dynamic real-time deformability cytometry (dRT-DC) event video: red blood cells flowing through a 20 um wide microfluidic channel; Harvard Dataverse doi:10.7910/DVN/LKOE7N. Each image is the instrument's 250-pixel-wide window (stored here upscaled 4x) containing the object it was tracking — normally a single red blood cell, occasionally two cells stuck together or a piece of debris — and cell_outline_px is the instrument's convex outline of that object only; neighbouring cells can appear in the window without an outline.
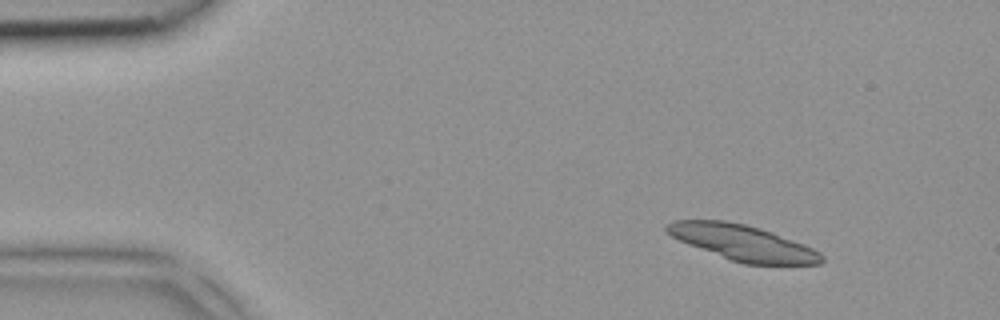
{"species": "common noctule bat (a hibernating species)", "species_latin": "Nyctalus noctula", "temperature_condition": "room temperature", "stored_images_in_passage": 7, "camera_frame_rate_fps": 3000, "um_per_image_px": 0.085, "animal": {"sex": "female", "body_mass_g": 18.4}, "frame": {"image": 1, "passage_image": 1, "time_ms": 0.0, "image_size_px": [1000, 320], "cell_outline_px": [[824, 260], [820, 264], [744, 264], [732, 260], [688, 244], [672, 236], [664, 228], [668, 224], [676, 220], [724, 220], [744, 224], [760, 228], [772, 232], [804, 244], [820, 252], [824, 256]], "centroid_in_image_um": [63.17, 20.63], "position_along_channel_um": 21.8, "area_um2": 31.67}}